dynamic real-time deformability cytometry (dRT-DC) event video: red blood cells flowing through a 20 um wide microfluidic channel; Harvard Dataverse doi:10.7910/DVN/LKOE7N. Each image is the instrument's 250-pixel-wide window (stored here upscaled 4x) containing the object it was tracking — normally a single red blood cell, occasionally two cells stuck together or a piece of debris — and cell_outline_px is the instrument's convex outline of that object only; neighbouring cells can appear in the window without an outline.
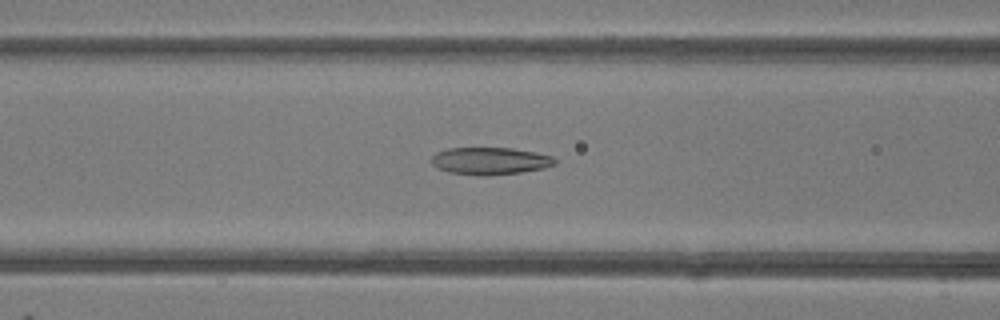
{"species": "common noctule bat (a hibernating species)", "species_latin": "Nyctalus noctula", "temperature_condition": "room temperature", "stored_images_in_passage": 49, "camera_frame_rate_fps": 3000, "um_per_image_px": 0.085, "animal": {"sex": "female"}, "frame": {"image": 1, "passage_image": 20, "time_ms": 6.333, "image_size_px": [1000, 320], "cell_outline_px": [[556, 164], [544, 168], [520, 172], [484, 176], [448, 172], [436, 168], [432, 164], [432, 156], [436, 152], [448, 148], [512, 148], [536, 152], [552, 156], [556, 160]], "centroid_in_image_um": [41.65, 13.68], "position_along_channel_um": 125.0, "area_um2": 19.65}}
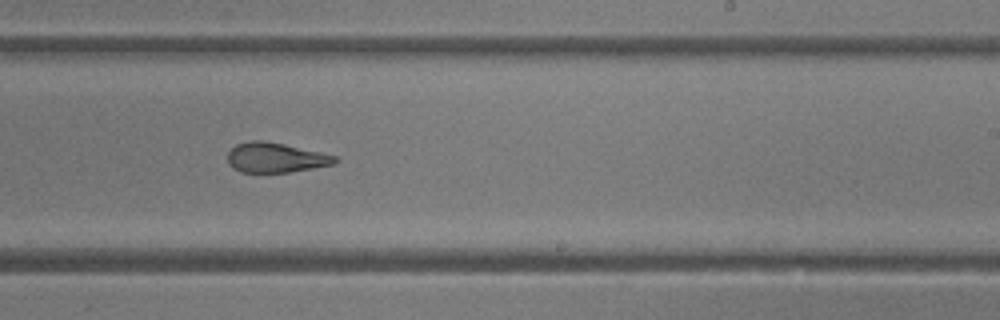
{"frame": {"image": 2, "passage_image": 30, "time_ms": 9.667, "image_size_px": [1000, 320], "cell_outline_px": [[340, 160], [332, 164], [312, 168], [288, 172], [240, 172], [232, 168], [228, 164], [228, 152], [236, 144], [252, 140], [264, 140], [284, 144], [336, 156]], "centroid_in_image_um": [23.38, 13.39], "position_along_channel_um": 265.6, "area_um2": 18.55}}
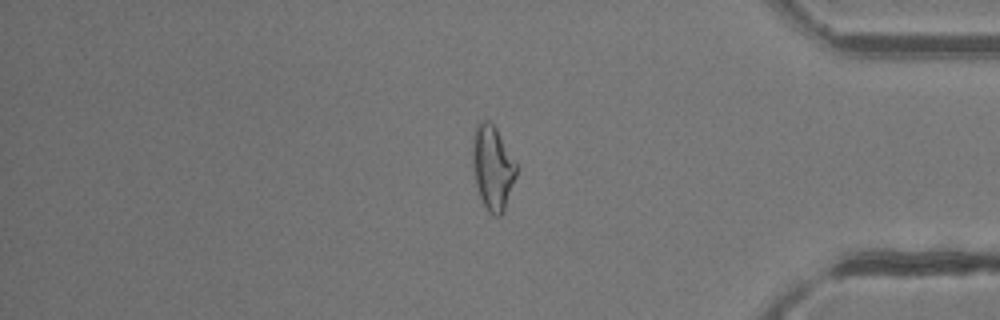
{"frame": {"image": 3, "passage_image": 41, "time_ms": 13.333, "image_size_px": [1000, 320], "cell_outline_px": [[516, 176], [504, 212], [500, 216], [492, 216], [488, 212], [480, 196], [476, 184], [472, 168], [472, 136], [476, 124], [480, 120], [488, 120], [496, 128], [516, 164]], "centroid_in_image_um": [41.84, 14.25], "position_along_channel_um": 393.4, "area_um2": 21.56}, "authors_computed_cell_mechanics": {"area_um2": 21.5594, "velocity_mm_per_s": 4.2173, "shape_relaxation_time_tau1_ms": null, "shape_relaxation_time_tau2_ms": 2.3246, "deformation_change_tau1": null, "deformation_change_tau2": 0.1075}}